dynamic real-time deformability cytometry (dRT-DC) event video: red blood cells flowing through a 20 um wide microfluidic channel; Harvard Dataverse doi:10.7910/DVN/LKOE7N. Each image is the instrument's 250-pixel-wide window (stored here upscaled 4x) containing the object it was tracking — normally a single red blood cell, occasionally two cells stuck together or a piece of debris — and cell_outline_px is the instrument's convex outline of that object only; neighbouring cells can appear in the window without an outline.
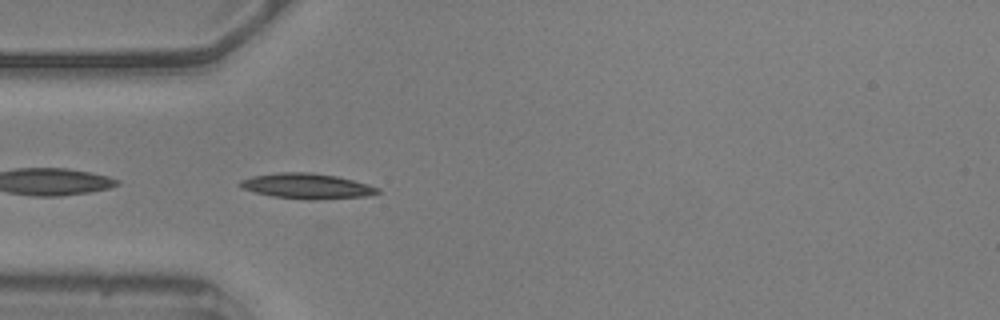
{"species": "common noctule bat (a hibernating species)", "species_latin": "Nyctalus noctula", "temperature_condition": "warm", "stored_images_in_passage": 21, "camera_frame_rate_fps": 3000, "um_per_image_px": 0.085, "animal": {"sex": "male", "body_mass_g": 20.5, "forearm_length_mm": 52.5}, "frame": {"image": 1, "passage_image": 1, "time_ms": 0.0, "image_size_px": [1000, 320], "cell_outline_px": [[380, 192], [368, 196], [316, 200], [308, 200], [272, 196], [256, 192], [244, 188], [236, 184], [240, 180], [252, 176], [276, 172], [312, 172], [336, 176], [368, 184], [380, 188]], "centroid_in_image_um": [26.09, 15.81], "position_along_channel_um": 58.9, "area_um2": 20.4}}
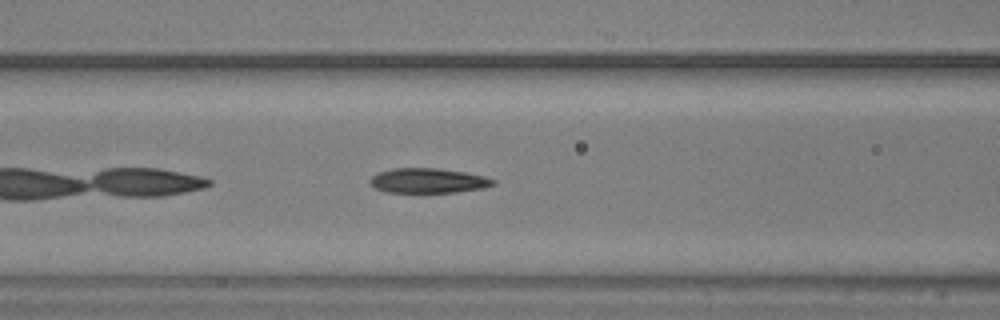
{"frame": {"image": 2, "passage_image": 7, "time_ms": 2.0, "image_size_px": [1000, 320], "cell_outline_px": [[496, 184], [484, 188], [456, 192], [384, 192], [368, 184], [368, 180], [376, 172], [392, 168], [436, 168], [464, 172], [484, 176], [496, 180]], "centroid_in_image_um": [36.35, 15.35], "position_along_channel_um": 130.2, "area_um2": 17.98}}
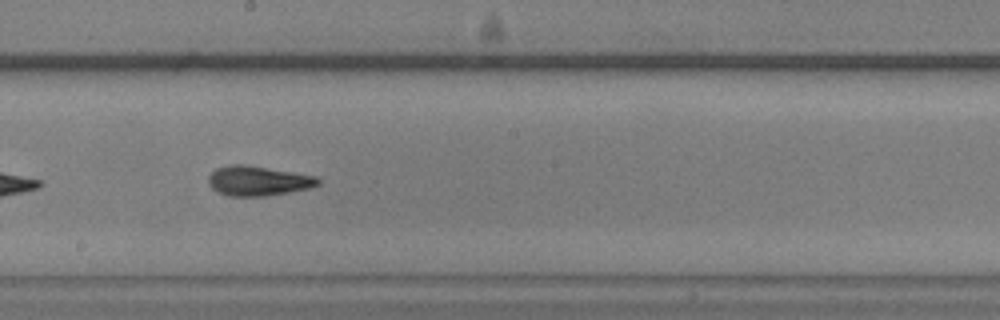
{"frame": {"image": 3, "passage_image": 15, "time_ms": 4.667, "image_size_px": [1000, 320], "cell_outline_px": [[320, 184], [312, 188], [264, 196], [228, 196], [216, 192], [208, 184], [208, 176], [216, 168], [228, 164], [244, 164], [296, 172], [316, 176], [320, 180]], "centroid_in_image_um": [21.93, 15.36], "position_along_channel_um": 226.3, "area_um2": 19.31}}